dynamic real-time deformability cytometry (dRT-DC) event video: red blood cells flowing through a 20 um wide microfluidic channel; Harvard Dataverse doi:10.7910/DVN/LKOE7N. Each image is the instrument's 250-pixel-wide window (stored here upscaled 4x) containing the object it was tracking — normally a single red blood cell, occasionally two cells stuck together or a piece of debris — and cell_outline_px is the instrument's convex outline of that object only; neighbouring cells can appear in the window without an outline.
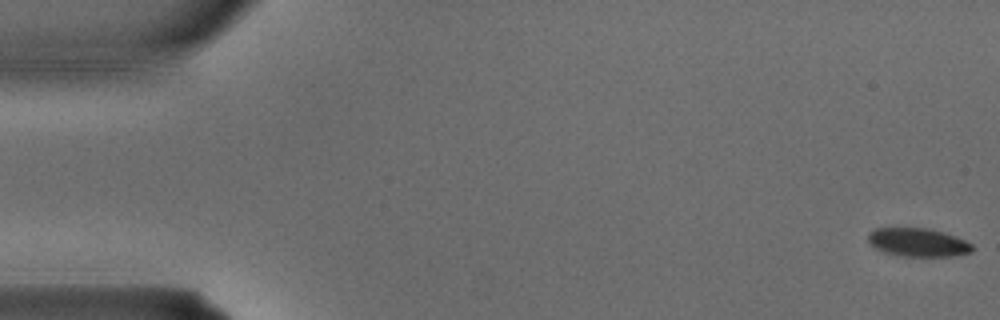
{"species": "common noctule bat (a hibernating species)", "species_latin": "Nyctalus noctula", "temperature_condition": "warm", "stored_images_in_passage": 4, "camera_frame_rate_fps": 3000, "um_per_image_px": 0.085, "animal": {"sex": "male", "body_mass_g": 15.6}, "frame": {"image": 1, "passage_image": 1, "time_ms": 0.0, "image_size_px": [1000, 320], "cell_outline_px": [[972, 252], [952, 256], [904, 256], [884, 252], [876, 248], [868, 240], [868, 232], [876, 228], [928, 228], [944, 232], [964, 240], [972, 244]], "centroid_in_image_um": [78.02, 20.59], "position_along_channel_um": 7.0, "area_um2": 17.11}}
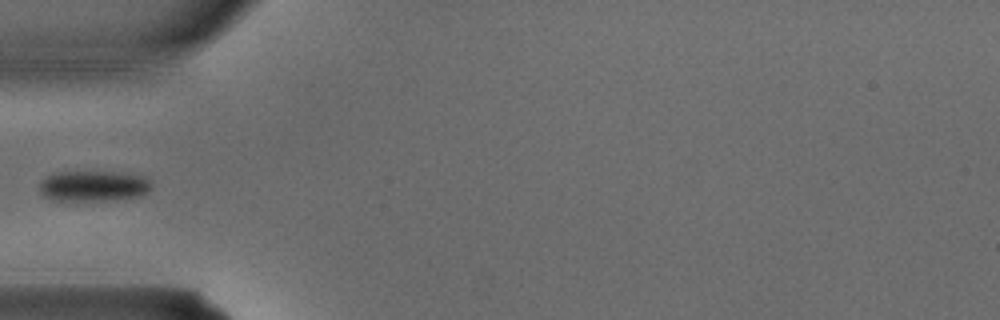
{"frame": {"image": 2, "passage_image": 4, "time_ms": 1.0, "image_size_px": [1000, 320], "cell_outline_px": [[152, 188], [148, 192], [140, 196], [108, 200], [52, 200], [44, 196], [40, 192], [40, 180], [44, 176], [52, 172], [124, 172], [144, 176], [152, 184]], "centroid_in_image_um": [7.93, 15.79], "position_along_channel_um": 77.1, "area_um2": 20.23}}